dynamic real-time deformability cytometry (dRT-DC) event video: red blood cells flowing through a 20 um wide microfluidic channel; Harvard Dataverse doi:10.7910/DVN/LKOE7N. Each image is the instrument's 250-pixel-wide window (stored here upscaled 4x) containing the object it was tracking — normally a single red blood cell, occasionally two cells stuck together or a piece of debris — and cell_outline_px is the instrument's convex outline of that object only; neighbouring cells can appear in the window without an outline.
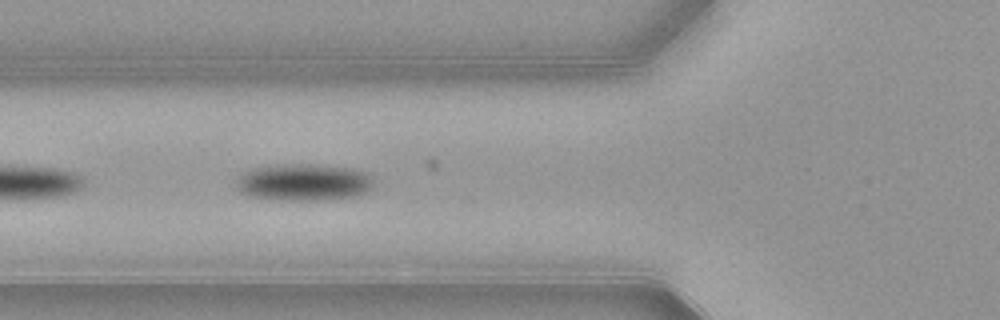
{"species": "common noctule bat (a hibernating species)", "species_latin": "Nyctalus noctula", "temperature_condition": "warm", "stored_images_in_passage": 22, "camera_frame_rate_fps": 3000, "um_per_image_px": 0.085, "animal": {"sex": "female", "body_mass_g": 21.9}, "frame": {"image": 1, "passage_image": 4, "time_ms": 1.0, "image_size_px": [1000, 320], "cell_outline_px": [[372, 188], [364, 192], [352, 196], [320, 200], [284, 200], [248, 196], [240, 192], [236, 188], [236, 176], [240, 172], [252, 168], [276, 164], [316, 164], [352, 168], [368, 172], [372, 176]], "centroid_in_image_um": [25.75, 15.47], "position_along_channel_um": 100.1, "area_um2": 30.0}}
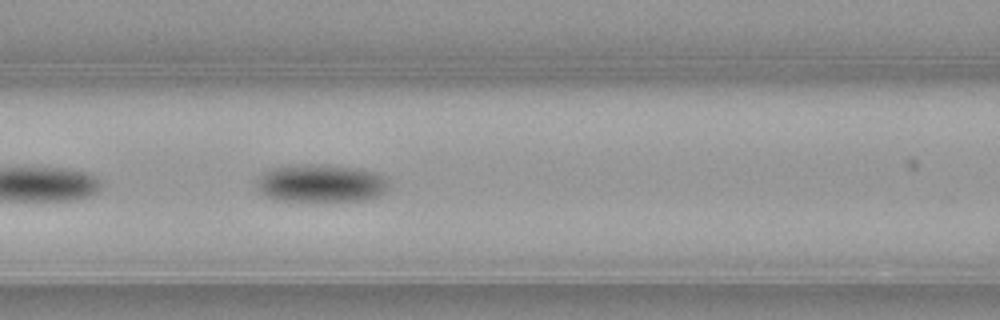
{"frame": {"image": 2, "passage_image": 7, "time_ms": 2.0, "image_size_px": [1000, 320], "cell_outline_px": [[388, 188], [384, 192], [376, 196], [364, 200], [276, 200], [264, 196], [260, 192], [256, 184], [272, 168], [288, 164], [328, 164], [360, 168], [380, 172], [388, 176]], "centroid_in_image_um": [27.36, 15.55], "position_along_channel_um": 139.2, "area_um2": 29.3}}